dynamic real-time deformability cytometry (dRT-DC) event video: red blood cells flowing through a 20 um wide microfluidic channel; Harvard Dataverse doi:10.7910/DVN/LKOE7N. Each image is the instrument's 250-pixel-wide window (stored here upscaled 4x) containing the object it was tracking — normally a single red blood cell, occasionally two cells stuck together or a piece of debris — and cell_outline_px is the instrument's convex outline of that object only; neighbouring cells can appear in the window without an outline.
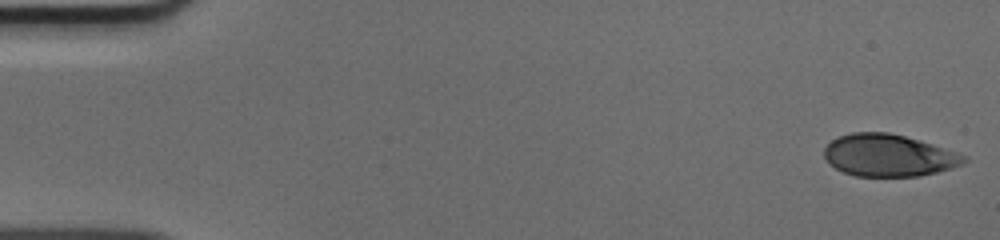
{"species": "human", "species_latin": "Homo sapiens", "temperature_condition": "cold", "stored_images_in_passage": 50, "camera_frame_rate_fps": 3000, "um_per_image_px": 0.085, "donor": {"sex": "male"}, "frame": {"image": 1, "passage_image": 1, "time_ms": 0.0, "image_size_px": [1000, 240], "cell_outline_px": [[968, 160], [960, 164], [936, 172], [920, 176], [856, 176], [844, 172], [836, 168], [824, 156], [824, 148], [836, 136], [852, 132], [888, 132], [904, 136], [932, 144], [968, 156]], "centroid_in_image_um": [75.51, 13.2], "position_along_channel_um": 9.5, "area_um2": 33.99}}
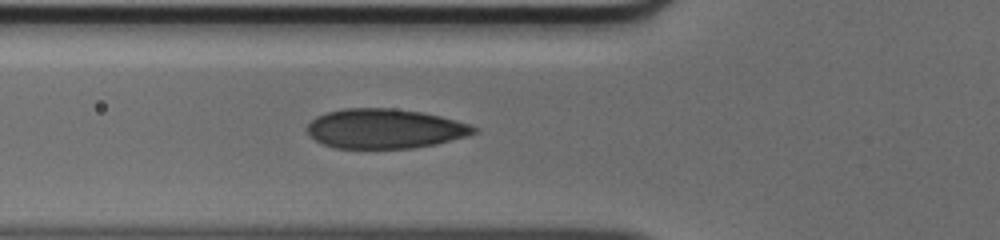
{"frame": {"image": 2, "passage_image": 18, "time_ms": 5.667, "image_size_px": [1000, 240], "cell_outline_px": [[480, 132], [436, 144], [412, 148], [336, 148], [324, 144], [308, 136], [304, 128], [316, 116], [328, 112], [344, 108], [392, 108], [420, 112], [440, 116], [456, 120], [480, 128]], "centroid_in_image_um": [32.7, 10.94], "position_along_channel_um": 93.1, "area_um2": 38.61}}
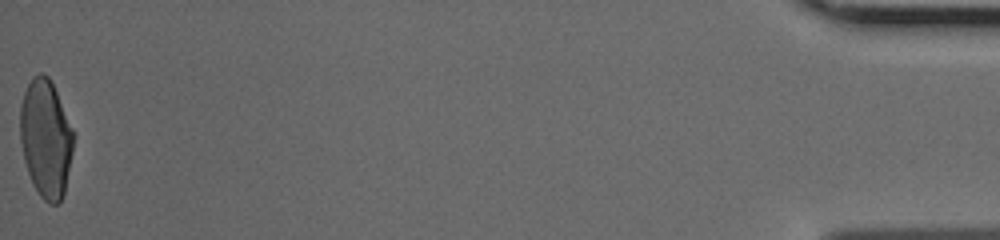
{"frame": {"image": 3, "passage_image": 50, "time_ms": 16.333, "image_size_px": [1000, 240], "cell_outline_px": [[72, 152], [64, 192], [60, 204], [48, 204], [40, 196], [32, 184], [24, 160], [20, 140], [20, 104], [24, 92], [32, 76], [40, 72], [44, 72], [48, 76], [56, 92], [72, 128]], "centroid_in_image_um": [3.86, 11.78], "position_along_channel_um": 431.3, "area_um2": 36.41}}